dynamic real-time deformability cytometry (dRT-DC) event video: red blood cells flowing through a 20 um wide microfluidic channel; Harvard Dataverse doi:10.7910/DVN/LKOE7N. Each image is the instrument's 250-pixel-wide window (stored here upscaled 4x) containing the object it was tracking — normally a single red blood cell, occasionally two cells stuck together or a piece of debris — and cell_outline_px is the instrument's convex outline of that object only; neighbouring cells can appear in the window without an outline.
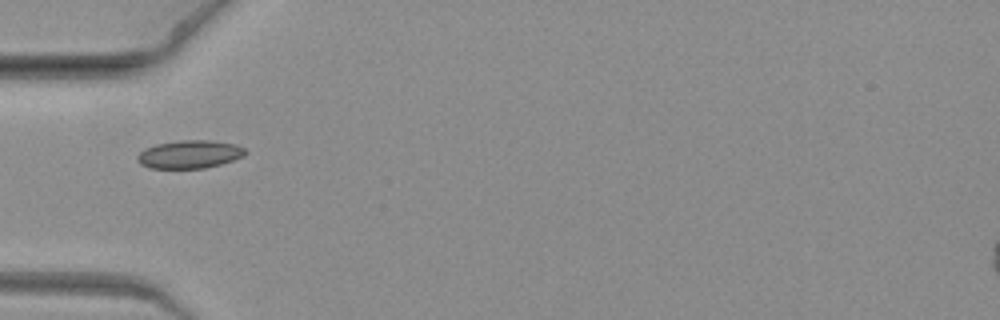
{"species": "common noctule bat (a hibernating species)", "species_latin": "Nyctalus noctula", "temperature_condition": "warm", "stored_images_in_passage": 3, "camera_frame_rate_fps": 3000, "um_per_image_px": 0.085, "animal": {"sex": "female", "body_mass_g": 19.3, "forearm_length_mm": 54.1}, "frame": {"image": 1, "passage_image": 1, "time_ms": 0.0, "image_size_px": [1000, 320], "cell_outline_px": [[248, 152], [244, 156], [220, 164], [204, 168], [148, 168], [140, 164], [136, 160], [136, 156], [144, 148], [156, 144], [180, 140], [212, 140], [236, 144], [244, 148]], "centroid_in_image_um": [16.1, 13.11], "position_along_channel_um": 68.9, "area_um2": 17.8}}
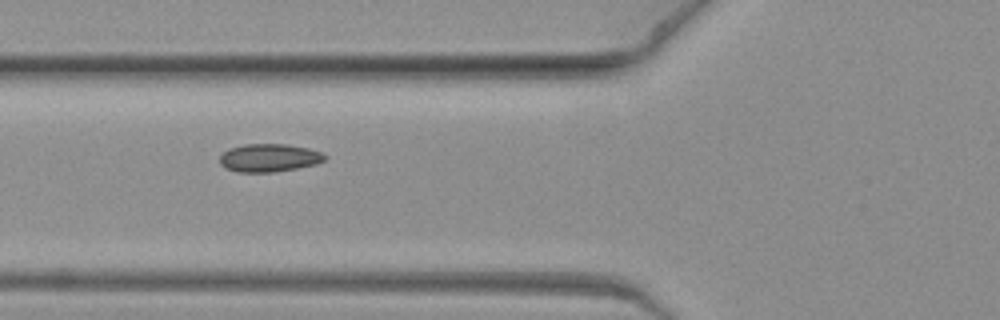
{"frame": {"image": 2, "passage_image": 2, "time_ms": 0.333, "image_size_px": [1000, 320], "cell_outline_px": [[328, 156], [324, 160], [316, 164], [296, 168], [272, 172], [236, 172], [224, 168], [220, 164], [220, 156], [224, 152], [232, 148], [244, 144], [288, 144], [308, 148], [324, 152]], "centroid_in_image_um": [22.9, 13.41], "position_along_channel_um": 102.9, "area_um2": 17.22}}
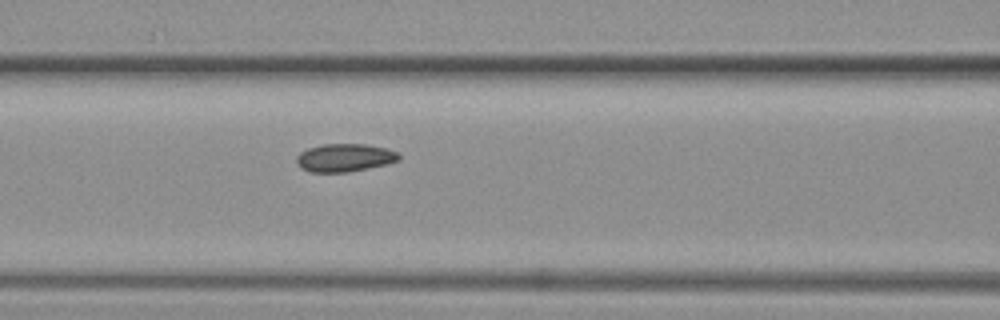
{"frame": {"image": 3, "passage_image": 3, "time_ms": 0.667, "image_size_px": [1000, 320], "cell_outline_px": [[400, 160], [388, 164], [348, 172], [308, 172], [300, 168], [296, 164], [296, 156], [300, 152], [308, 148], [324, 144], [368, 144], [400, 152]], "centroid_in_image_um": [29.29, 13.41], "position_along_channel_um": 137.3, "area_um2": 16.94}}